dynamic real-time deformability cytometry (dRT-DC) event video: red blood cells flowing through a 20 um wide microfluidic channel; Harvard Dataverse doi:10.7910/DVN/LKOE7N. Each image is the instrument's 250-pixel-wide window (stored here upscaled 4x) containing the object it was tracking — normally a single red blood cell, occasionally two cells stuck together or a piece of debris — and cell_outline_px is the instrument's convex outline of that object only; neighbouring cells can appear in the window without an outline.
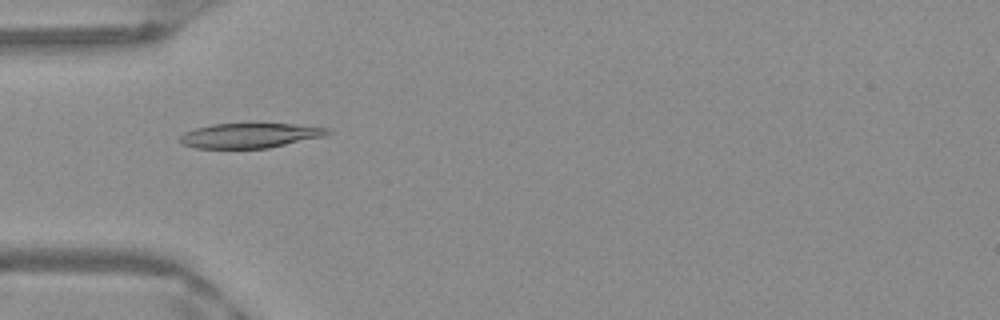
{"species": "Egyptian fruit bat (a non-hibernating species)", "species_latin": "Rousettus aegyptiacus", "temperature_condition": "warm", "stored_images_in_passage": 46, "camera_frame_rate_fps": 3000, "um_per_image_px": 0.085, "frame": {"image": 1, "passage_image": 11, "time_ms": 3.333, "image_size_px": [1000, 320], "cell_outline_px": [[332, 132], [324, 136], [268, 148], [196, 148], [180, 144], [180, 136], [184, 132], [196, 128], [212, 124], [292, 124], [332, 128]], "centroid_in_image_um": [21.24, 11.52], "position_along_channel_um": 63.8, "area_um2": 21.27}}
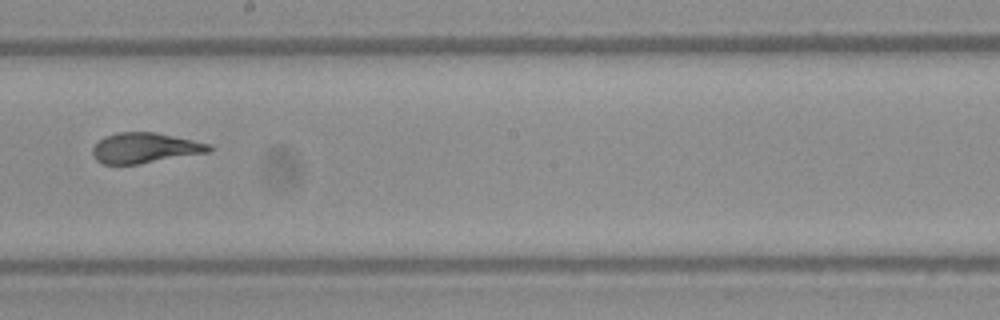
{"frame": {"image": 2, "passage_image": 24, "time_ms": 7.667, "image_size_px": [1000, 320], "cell_outline_px": [[212, 148], [208, 152], [140, 164], [104, 164], [96, 160], [92, 156], [92, 148], [104, 136], [116, 132], [156, 132], [212, 144]], "centroid_in_image_um": [12.3, 12.57], "position_along_channel_um": 235.9, "area_um2": 20.63}}
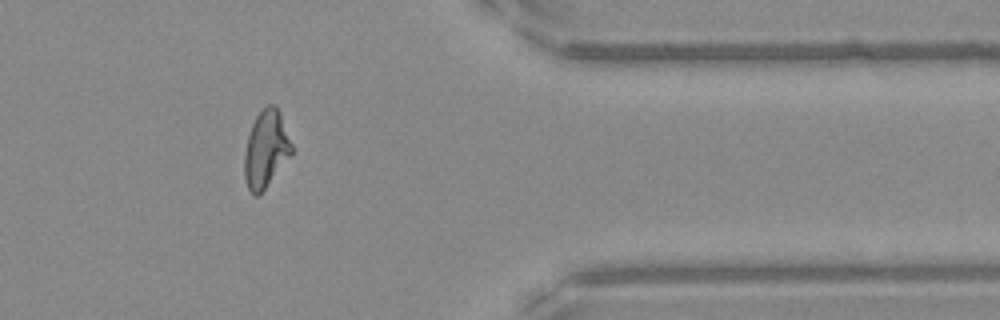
{"frame": {"image": 3, "passage_image": 37, "time_ms": 12.0, "image_size_px": [1000, 320], "cell_outline_px": [[292, 152], [264, 188], [256, 196], [252, 196], [248, 188], [244, 176], [244, 152], [248, 136], [252, 124], [256, 116], [268, 104], [276, 104], [280, 112], [292, 144]], "centroid_in_image_um": [22.58, 12.64], "position_along_channel_um": 388.8, "area_um2": 20.81}, "authors_computed_cell_mechanics": {"area_um2": 21.2126, "velocity_mm_per_s": 3.9743, "shape_relaxation_time_tau1_ms": 8.0285, "shape_relaxation_time_tau2_ms": 0.7895, "deformation_change_tau1": 0.2565, "deformation_change_tau2": 0.077}}